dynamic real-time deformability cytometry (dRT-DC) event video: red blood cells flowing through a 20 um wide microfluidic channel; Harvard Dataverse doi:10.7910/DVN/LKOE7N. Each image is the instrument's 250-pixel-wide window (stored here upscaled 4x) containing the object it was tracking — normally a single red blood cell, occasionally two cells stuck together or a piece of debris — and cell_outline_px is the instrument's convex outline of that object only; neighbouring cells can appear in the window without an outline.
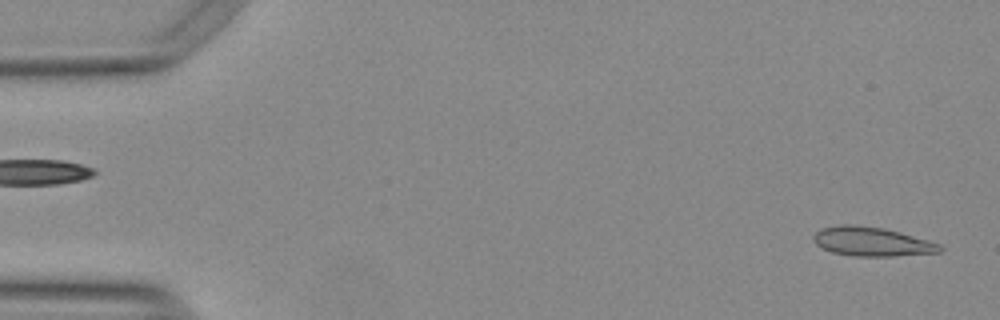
{"species": "Egyptian fruit bat (a non-hibernating species)", "species_latin": "Rousettus aegyptiacus", "temperature_condition": "warm", "stored_images_in_passage": 52, "camera_frame_rate_fps": 3000, "um_per_image_px": 0.085, "animal": {"sex": "female"}, "frame": {"image": 1, "passage_image": 1, "time_ms": 0.0, "image_size_px": [1000, 320], "cell_outline_px": [[944, 248], [940, 252], [892, 256], [856, 256], [832, 252], [816, 244], [812, 236], [820, 228], [840, 224], [852, 224], [884, 228], [900, 232], [928, 240], [940, 244]], "centroid_in_image_um": [74.1, 20.52], "position_along_channel_um": 10.9, "area_um2": 21.39}}
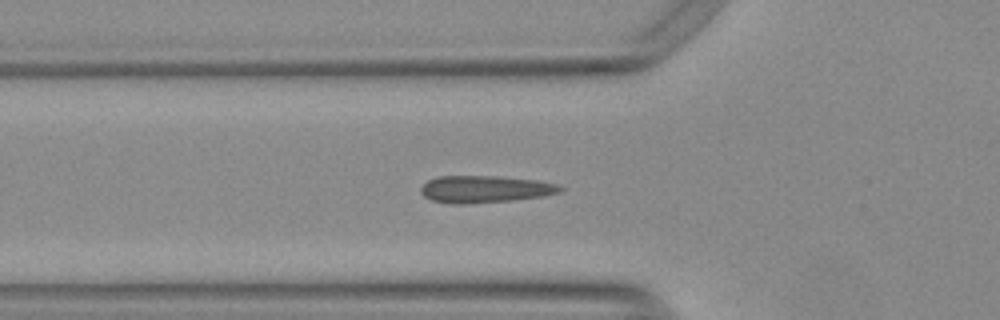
{"frame": {"image": 2, "passage_image": 17, "time_ms": 5.333, "image_size_px": [1000, 320], "cell_outline_px": [[564, 188], [560, 192], [544, 196], [512, 200], [464, 204], [448, 204], [432, 200], [424, 196], [420, 192], [420, 188], [428, 180], [436, 176], [496, 176], [536, 180], [556, 184]], "centroid_in_image_um": [41.19, 16.08], "position_along_channel_um": 84.6, "area_um2": 22.02}}
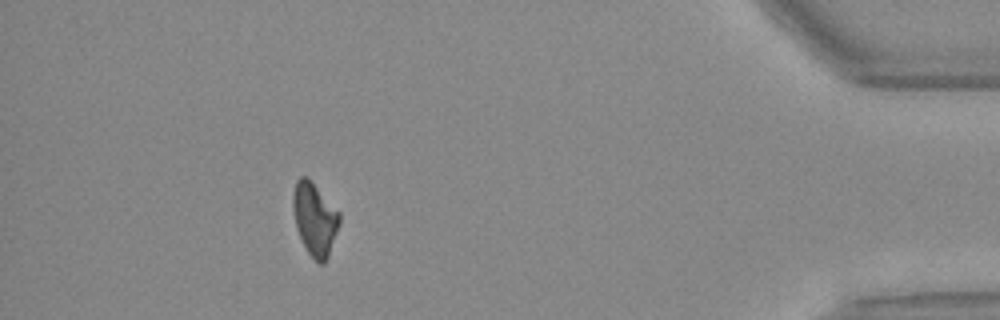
{"frame": {"image": 3, "passage_image": 47, "time_ms": 15.333, "image_size_px": [1000, 320], "cell_outline_px": [[340, 224], [328, 256], [324, 264], [320, 264], [308, 252], [296, 228], [292, 208], [292, 192], [296, 180], [300, 176], [308, 176], [340, 212]], "centroid_in_image_um": [26.75, 18.56], "position_along_channel_um": 408.5, "area_um2": 19.88}, "authors_computed_cell_mechanics": {"area_um2": 20.3167, "velocity_mm_per_s": 3.785, "shape_relaxation_time_tau1_ms": null, "shape_relaxation_time_tau2_ms": 4.8864, "deformation_change_tau1": null, "deformation_change_tau2": 0.0622}}